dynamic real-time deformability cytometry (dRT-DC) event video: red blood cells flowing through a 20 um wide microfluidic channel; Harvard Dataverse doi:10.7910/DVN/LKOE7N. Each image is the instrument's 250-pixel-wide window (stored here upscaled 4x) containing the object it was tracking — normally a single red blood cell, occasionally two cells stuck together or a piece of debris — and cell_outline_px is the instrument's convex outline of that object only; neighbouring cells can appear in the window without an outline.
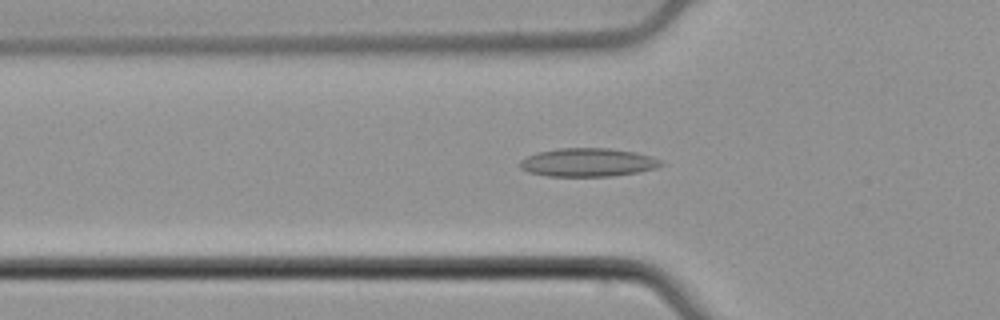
{"species": "common noctule bat (a hibernating species)", "species_latin": "Nyctalus noctula", "temperature_condition": "cold", "stored_images_in_passage": 52, "camera_frame_rate_fps": 3000, "um_per_image_px": 0.085, "animal": {"sex": "male", "body_mass_g": 21.5, "forearm_length_mm": 52.0}, "frame": {"image": 1, "passage_image": 17, "time_ms": 5.333, "image_size_px": [1000, 320], "cell_outline_px": [[664, 164], [656, 168], [640, 172], [612, 176], [548, 176], [528, 172], [520, 168], [520, 160], [536, 152], [556, 148], [608, 148], [636, 152], [660, 160]], "centroid_in_image_um": [49.95, 13.8], "position_along_channel_um": 75.9, "area_um2": 23.41}}
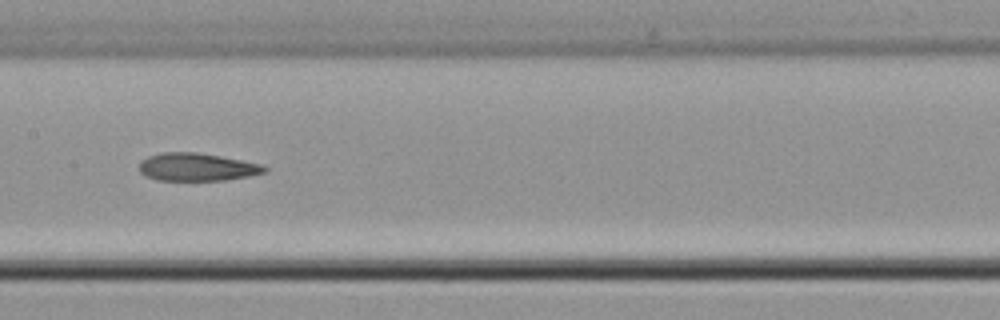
{"frame": {"image": 2, "passage_image": 26, "time_ms": 8.333, "image_size_px": [1000, 320], "cell_outline_px": [[268, 172], [248, 176], [224, 180], [156, 180], [140, 172], [140, 160], [148, 156], [160, 152], [196, 152], [220, 156], [260, 164], [268, 168]], "centroid_in_image_um": [16.73, 14.19], "position_along_channel_um": 190.7, "area_um2": 20.23}}
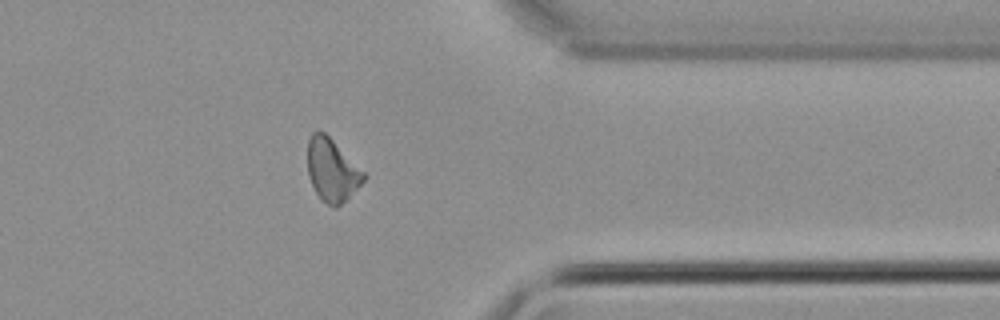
{"frame": {"image": 3, "passage_image": 42, "time_ms": 13.667, "image_size_px": [1000, 320], "cell_outline_px": [[368, 176], [336, 208], [320, 200], [308, 176], [308, 140], [312, 132], [324, 132], [368, 172]], "centroid_in_image_um": [28.25, 14.44], "position_along_channel_um": 383.1, "area_um2": 20.58}, "authors_computed_cell_mechanics": {"area_um2": 21.2704, "velocity_mm_per_s": 3.8226, "shape_relaxation_time_tau1_ms": null, "shape_relaxation_time_tau2_ms": 4.55, "deformation_change_tau1": null, "deformation_change_tau2": 0.1079}}